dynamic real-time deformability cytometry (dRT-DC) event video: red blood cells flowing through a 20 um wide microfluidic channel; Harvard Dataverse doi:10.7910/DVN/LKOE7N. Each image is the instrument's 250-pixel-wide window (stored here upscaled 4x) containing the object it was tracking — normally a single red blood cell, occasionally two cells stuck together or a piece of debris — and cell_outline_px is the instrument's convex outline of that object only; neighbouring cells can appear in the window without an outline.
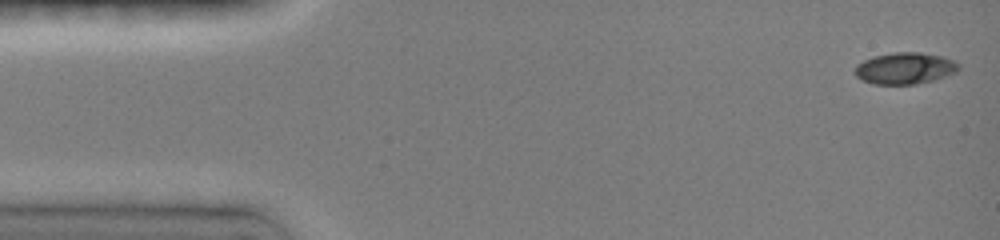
{"species": "common noctule bat (a hibernating species)", "species_latin": "Nyctalus noctula", "temperature_condition": "room temperature", "stored_images_in_passage": 8, "camera_frame_rate_fps": 3000, "um_per_image_px": 0.085, "animal": {"sex": "female", "body_mass_g": 19.0, "forearm_length_mm": 51.5}, "frame": {"image": 1, "passage_image": 1, "time_ms": 0.0, "image_size_px": [1000, 240], "cell_outline_px": [[960, 68], [956, 72], [932, 80], [916, 84], [872, 84], [856, 76], [856, 64], [872, 56], [896, 52], [920, 52], [940, 56], [956, 60], [960, 64]], "centroid_in_image_um": [76.94, 5.79], "position_along_channel_um": 8.1, "area_um2": 19.02}}
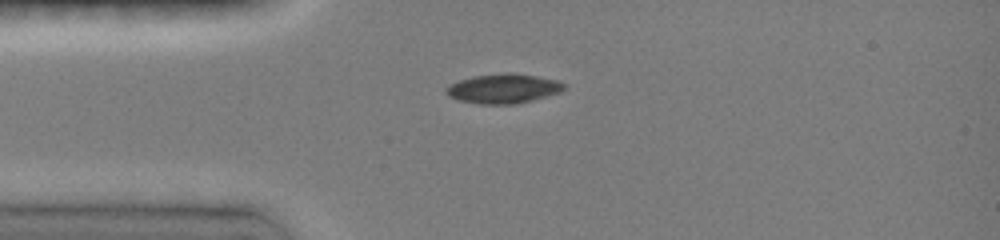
{"frame": {"image": 2, "passage_image": 7, "time_ms": 3.333, "image_size_px": [1000, 240], "cell_outline_px": [[564, 88], [560, 92], [532, 100], [512, 104], [480, 104], [460, 100], [448, 96], [444, 92], [444, 88], [448, 84], [472, 76], [508, 72], [536, 76], [556, 80], [564, 84]], "centroid_in_image_um": [42.72, 7.52], "position_along_channel_um": 42.3, "area_um2": 20.17}}